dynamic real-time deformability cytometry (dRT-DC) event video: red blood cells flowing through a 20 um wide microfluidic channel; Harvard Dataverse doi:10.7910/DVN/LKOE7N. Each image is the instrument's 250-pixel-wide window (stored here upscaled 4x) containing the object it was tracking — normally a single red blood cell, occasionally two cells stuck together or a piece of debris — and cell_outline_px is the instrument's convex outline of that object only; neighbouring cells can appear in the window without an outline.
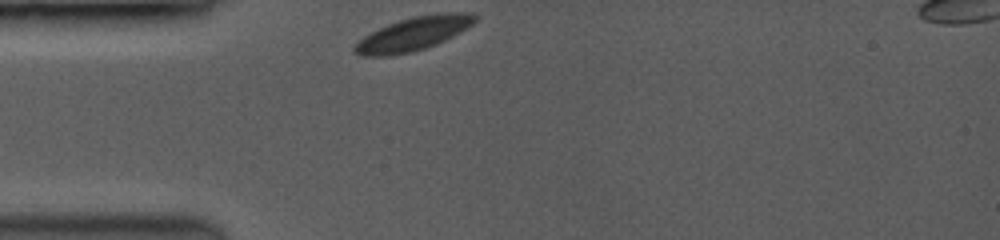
{"species": "common noctule bat (a hibernating species)", "species_latin": "Nyctalus noctula", "temperature_condition": "room temperature", "stored_images_in_passage": 10, "camera_frame_rate_fps": 3500, "um_per_image_px": 0.085, "animal": {"sex": "female", "body_mass_g": 19.0, "forearm_length_mm": 53.3}, "frame": {"image": 1, "passage_image": 1, "time_ms": 0.0, "image_size_px": [1000, 240], "cell_outline_px": [[476, 20], [472, 24], [460, 32], [436, 44], [424, 48], [408, 52], [384, 56], [360, 56], [352, 52], [352, 48], [364, 36], [388, 24], [400, 20], [416, 16], [436, 12], [472, 12], [476, 16]], "centroid_in_image_um": [35.14, 2.86], "position_along_channel_um": 49.9, "area_um2": 23.24}}
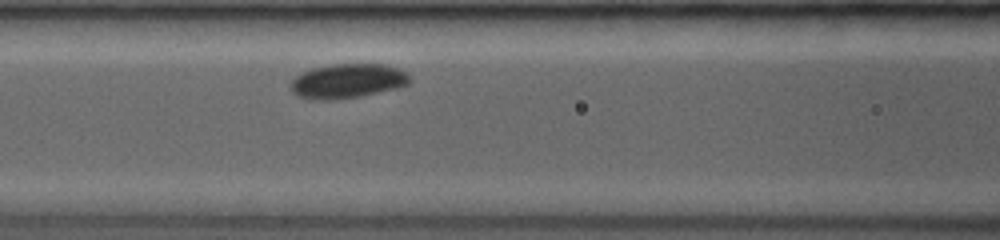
{"frame": {"image": 2, "passage_image": 6, "time_ms": 2.571, "image_size_px": [1000, 240], "cell_outline_px": [[408, 84], [392, 88], [356, 96], [328, 100], [300, 96], [292, 88], [292, 80], [300, 72], [312, 68], [328, 64], [384, 64], [400, 68], [408, 76]], "centroid_in_image_um": [29.52, 6.84], "position_along_channel_um": 137.1, "area_um2": 23.06}}
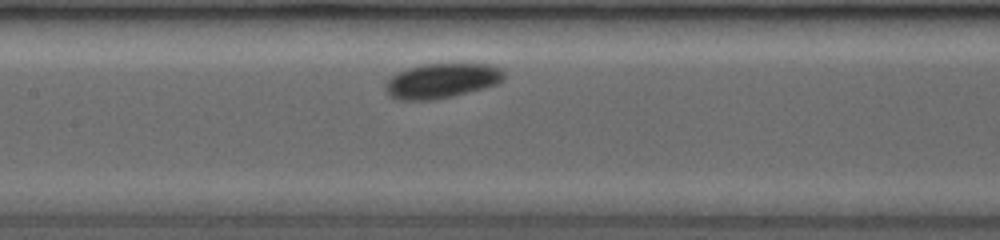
{"frame": {"image": 3, "passage_image": 9, "time_ms": 3.429, "image_size_px": [1000, 240], "cell_outline_px": [[504, 80], [496, 84], [448, 96], [424, 100], [400, 100], [392, 96], [384, 88], [388, 80], [392, 76], [408, 68], [424, 64], [488, 64], [500, 68], [504, 72]], "centroid_in_image_um": [37.54, 6.84], "position_along_channel_um": 169.9, "area_um2": 23.29}}